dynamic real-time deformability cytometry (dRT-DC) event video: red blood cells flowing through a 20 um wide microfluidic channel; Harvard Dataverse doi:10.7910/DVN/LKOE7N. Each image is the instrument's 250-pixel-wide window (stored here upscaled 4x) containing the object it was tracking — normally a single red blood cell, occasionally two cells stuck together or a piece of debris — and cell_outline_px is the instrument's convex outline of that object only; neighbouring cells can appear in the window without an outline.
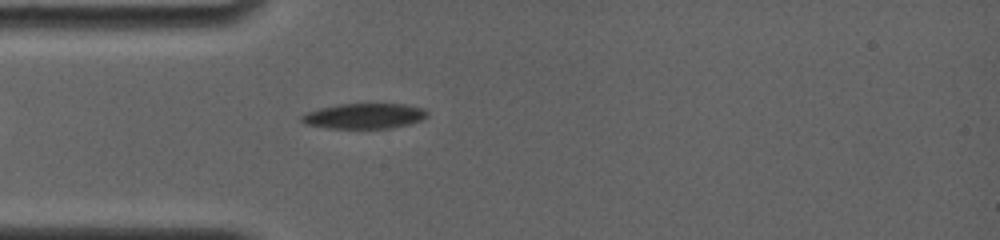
{"species": "common noctule bat (a hibernating species)", "species_latin": "Nyctalus noctula", "temperature_condition": "room temperature", "stored_images_in_passage": 22, "camera_frame_rate_fps": 4000, "um_per_image_px": 0.085, "animal": {"sex": "female", "body_mass_g": 19.0, "forearm_length_mm": 56.7}, "frame": {"image": 1, "passage_image": 2, "time_ms": 0.5, "image_size_px": [1000, 240], "cell_outline_px": [[428, 116], [420, 120], [408, 124], [388, 128], [328, 128], [304, 124], [300, 120], [300, 116], [308, 112], [320, 108], [336, 104], [404, 104], [424, 108], [428, 112]], "centroid_in_image_um": [30.94, 9.85], "position_along_channel_um": 54.1, "area_um2": 18.5}}
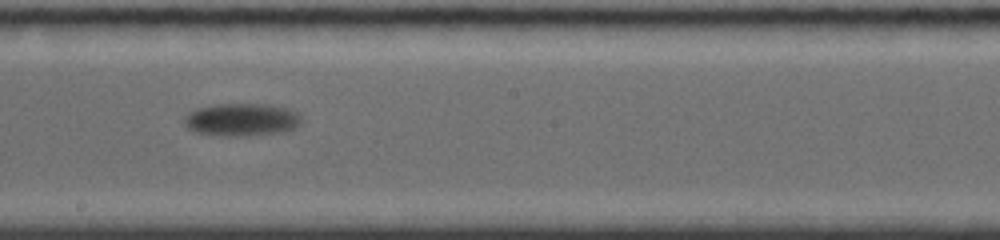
{"frame": {"image": 2, "passage_image": 12, "time_ms": 5.5, "image_size_px": [1000, 240], "cell_outline_px": [[300, 124], [292, 128], [280, 132], [244, 136], [228, 136], [196, 132], [188, 128], [184, 120], [192, 112], [200, 108], [220, 104], [268, 104], [284, 108], [296, 112], [300, 116]], "centroid_in_image_um": [20.57, 10.17], "position_along_channel_um": 227.6, "area_um2": 21.68}}
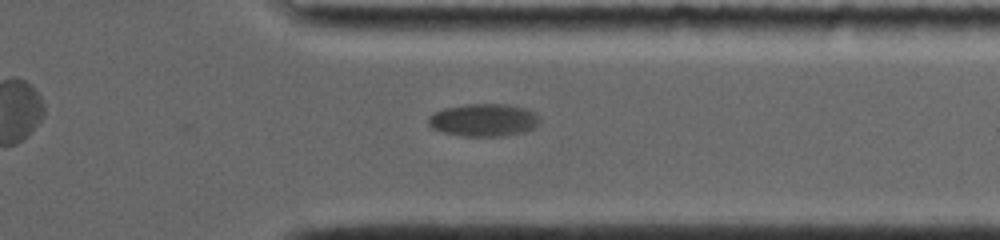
{"frame": {"image": 3, "passage_image": 20, "time_ms": 9.5, "image_size_px": [1000, 240], "cell_outline_px": [[540, 124], [524, 132], [500, 136], [464, 136], [444, 132], [432, 128], [428, 124], [428, 116], [444, 108], [464, 104], [508, 104], [528, 108], [536, 112], [540, 116]], "centroid_in_image_um": [41.16, 10.19], "position_along_channel_um": 370.2, "area_um2": 21.39}, "authors_computed_cell_mechanics": {"area_um2": 21.2415, "velocity_mm_per_s": 3.5502, "shape_relaxation_time_tau1_ms": 2.2997, "shape_relaxation_time_tau2_ms": null, "deformation_change_tau1": 0.099, "deformation_change_tau2": null}}